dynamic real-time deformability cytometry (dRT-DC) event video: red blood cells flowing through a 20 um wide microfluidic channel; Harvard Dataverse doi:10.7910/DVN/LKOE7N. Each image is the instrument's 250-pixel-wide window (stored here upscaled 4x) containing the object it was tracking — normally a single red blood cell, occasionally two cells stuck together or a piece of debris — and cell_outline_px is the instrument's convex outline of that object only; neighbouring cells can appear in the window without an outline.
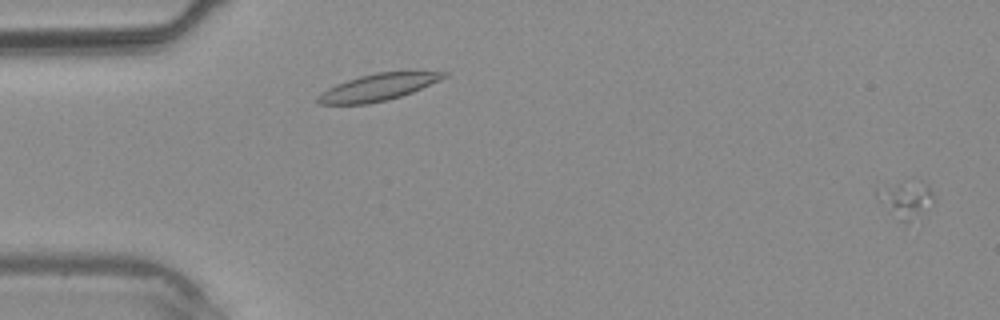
{"species": "common noctule bat (a hibernating species)", "species_latin": "Nyctalus noctula", "temperature_condition": "warm", "stored_images_in_passage": 39, "camera_frame_rate_fps": 3000, "um_per_image_px": 0.085, "animal": {"sex": "male", "body_mass_g": 20.4}, "frame": {"image": 1, "passage_image": 1, "time_ms": 0.0, "image_size_px": [1000, 320], "cell_outline_px": [[936, 200], [908, 220], [900, 220], [876, 196], [876, 188], [900, 184], [928, 184], [936, 196]], "centroid_in_image_um": [77.03, 16.91], "position_along_channel_um": 8.0, "area_um2": 10.81}}
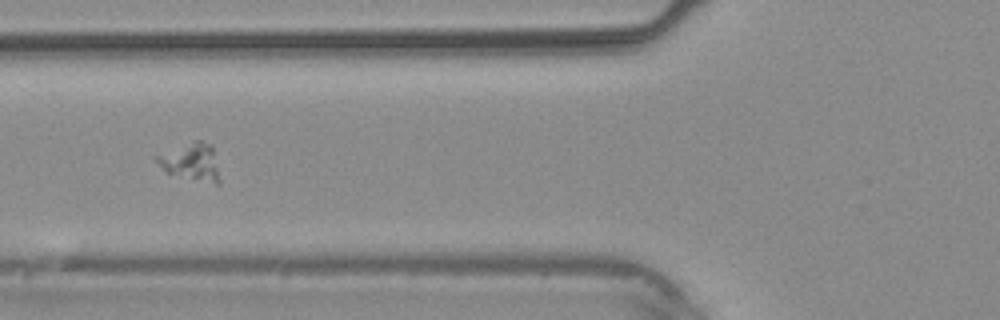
{"frame": {"image": 2, "passage_image": 15, "time_ms": 4.667, "image_size_px": [1000, 320], "cell_outline_px": [[220, 184], [216, 184], [168, 172], [152, 156], [196, 140], [200, 140], [208, 144], [212, 148], [220, 180]], "centroid_in_image_um": [16.25, 13.74], "position_along_channel_um": 109.6, "area_um2": 13.01}}
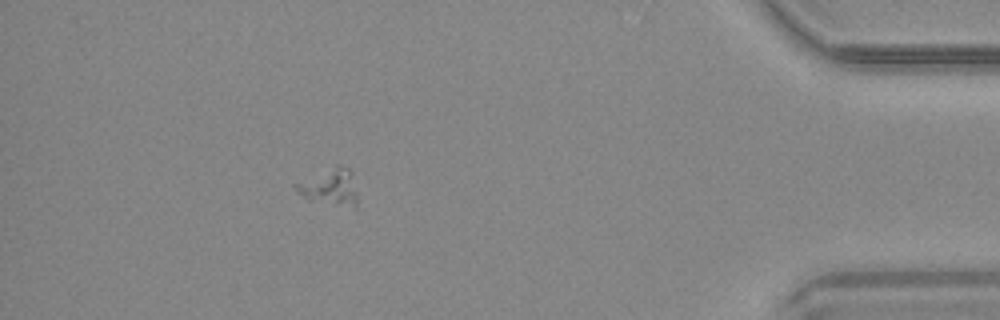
{"frame": {"image": 3, "passage_image": 35, "time_ms": 11.333, "image_size_px": [1000, 320], "cell_outline_px": [[356, 208], [308, 200], [292, 184], [336, 164], [340, 164], [348, 168], [352, 172], [356, 192]], "centroid_in_image_um": [28.05, 15.87], "position_along_channel_um": 407.1, "area_um2": 13.12}}